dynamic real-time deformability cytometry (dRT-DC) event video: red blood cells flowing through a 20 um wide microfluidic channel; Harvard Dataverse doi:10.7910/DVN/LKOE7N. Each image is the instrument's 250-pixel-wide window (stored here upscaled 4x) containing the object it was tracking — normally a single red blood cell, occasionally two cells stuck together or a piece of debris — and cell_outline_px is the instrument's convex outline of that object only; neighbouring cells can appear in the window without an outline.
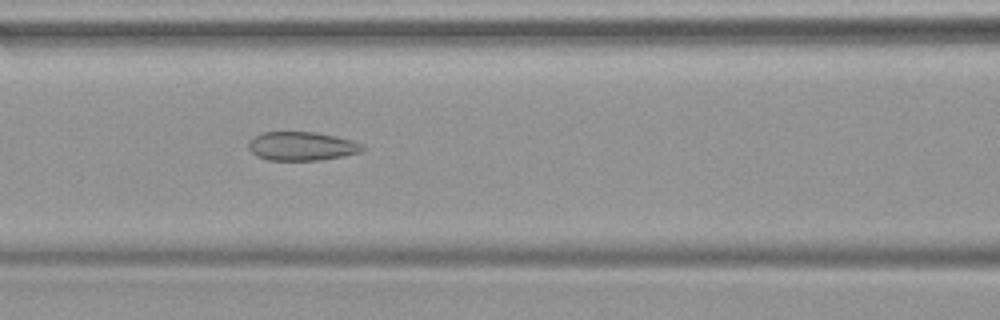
{"species": "common noctule bat (a hibernating species)", "species_latin": "Nyctalus noctula", "temperature_condition": "warm", "stored_images_in_passage": 47, "camera_frame_rate_fps": 3000, "um_per_image_px": 0.085, "animal": {"sex": "female", "body_mass_g": 19.9}, "frame": {"image": 1, "passage_image": 20, "time_ms": 6.333, "image_size_px": [1000, 320], "cell_outline_px": [[364, 148], [360, 152], [344, 156], [320, 160], [268, 160], [256, 156], [248, 148], [248, 140], [264, 132], [316, 132], [336, 136], [352, 140], [364, 144]], "centroid_in_image_um": [25.65, 12.42], "position_along_channel_um": 140.9, "area_um2": 19.19}}
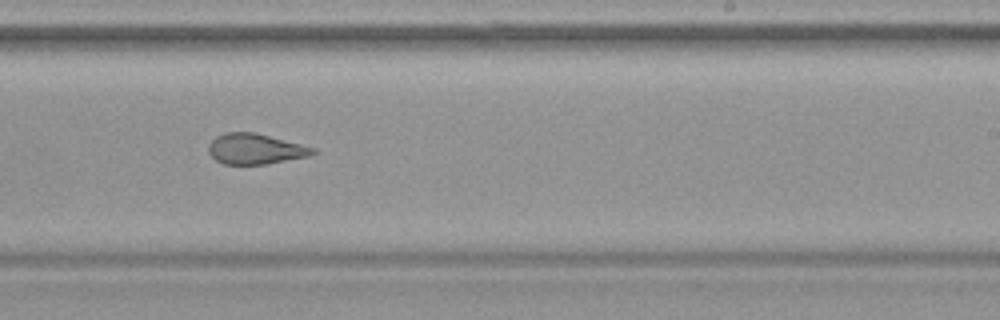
{"frame": {"image": 2, "passage_image": 29, "time_ms": 9.333, "image_size_px": [1000, 320], "cell_outline_px": [[316, 152], [308, 156], [268, 164], [224, 164], [216, 160], [208, 152], [208, 144], [216, 136], [224, 132], [256, 132], [316, 148]], "centroid_in_image_um": [21.69, 12.65], "position_along_channel_um": 267.3, "area_um2": 18.61}}
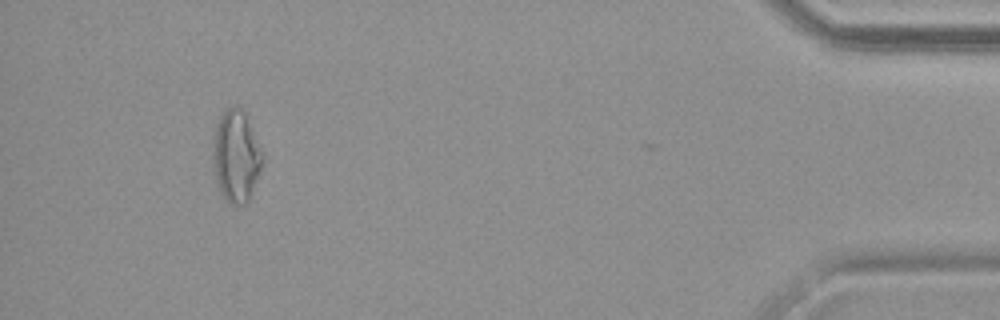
{"frame": {"image": 3, "passage_image": 44, "time_ms": 14.333, "image_size_px": [1000, 320], "cell_outline_px": [[264, 164], [248, 200], [244, 204], [228, 204], [220, 192], [216, 176], [212, 156], [212, 140], [220, 116], [228, 108], [236, 104], [244, 112], [264, 156]], "centroid_in_image_um": [20.07, 13.29], "position_along_channel_um": 415.1, "area_um2": 26.41}}